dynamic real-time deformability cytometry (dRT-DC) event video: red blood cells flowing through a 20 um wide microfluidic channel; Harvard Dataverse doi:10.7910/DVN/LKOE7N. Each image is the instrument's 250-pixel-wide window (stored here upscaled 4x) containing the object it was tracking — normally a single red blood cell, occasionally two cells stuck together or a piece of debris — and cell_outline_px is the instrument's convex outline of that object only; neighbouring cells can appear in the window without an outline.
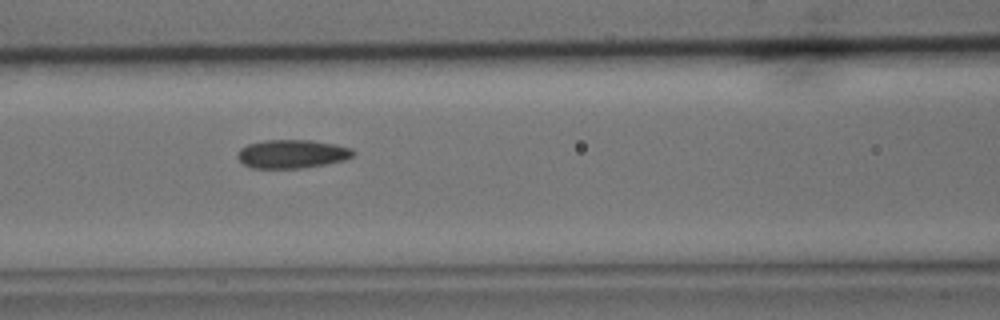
{"species": "common noctule bat (a hibernating species)", "species_latin": "Nyctalus noctula", "temperature_condition": "cold", "stored_images_in_passage": 42, "camera_frame_rate_fps": 3000, "um_per_image_px": 0.085, "animal": {"sex": "male", "body_mass_g": 15.6}, "frame": {"image": 1, "passage_image": 12, "time_ms": 3.667, "image_size_px": [1000, 320], "cell_outline_px": [[356, 152], [352, 156], [344, 160], [324, 164], [300, 168], [252, 168], [244, 164], [236, 156], [236, 152], [240, 148], [248, 144], [264, 140], [312, 140], [336, 144], [352, 148]], "centroid_in_image_um": [24.81, 13.07], "position_along_channel_um": 141.8, "area_um2": 19.31}}
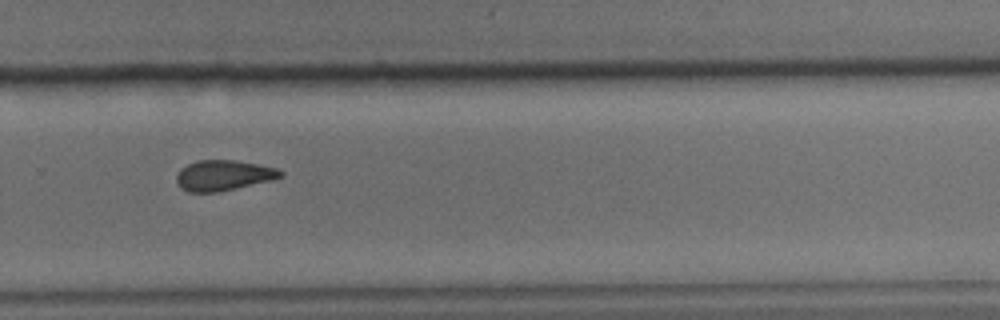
{"frame": {"image": 2, "passage_image": 26, "time_ms": 8.333, "image_size_px": [1000, 320], "cell_outline_px": [[284, 176], [268, 180], [216, 192], [188, 192], [180, 188], [176, 180], [176, 176], [180, 168], [196, 160], [236, 160], [260, 164], [276, 168], [284, 172]], "centroid_in_image_um": [18.95, 14.89], "position_along_channel_um": 310.8, "area_um2": 18.32}}
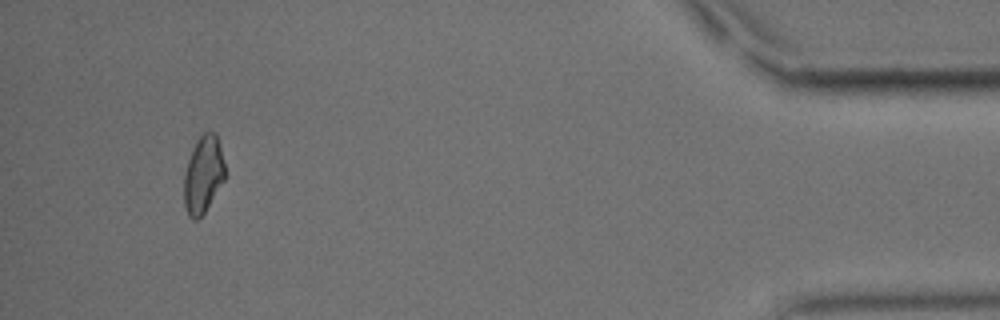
{"frame": {"image": 3, "passage_image": 40, "time_ms": 13.0, "image_size_px": [1000, 320], "cell_outline_px": [[228, 172], [224, 180], [204, 212], [196, 220], [192, 220], [188, 216], [184, 204], [184, 172], [192, 148], [196, 140], [204, 132], [216, 132], [220, 144]], "centroid_in_image_um": [17.3, 14.8], "position_along_channel_um": 417.9, "area_um2": 18.79}, "authors_computed_cell_mechanics": {"area_um2": 18.9006, "velocity_mm_per_s": 3.6297, "shape_relaxation_time_tau1_ms": 6.558, "shape_relaxation_time_tau2_ms": 4.6732, "deformation_change_tau1": 0.1323, "deformation_change_tau2": 0.1084}}